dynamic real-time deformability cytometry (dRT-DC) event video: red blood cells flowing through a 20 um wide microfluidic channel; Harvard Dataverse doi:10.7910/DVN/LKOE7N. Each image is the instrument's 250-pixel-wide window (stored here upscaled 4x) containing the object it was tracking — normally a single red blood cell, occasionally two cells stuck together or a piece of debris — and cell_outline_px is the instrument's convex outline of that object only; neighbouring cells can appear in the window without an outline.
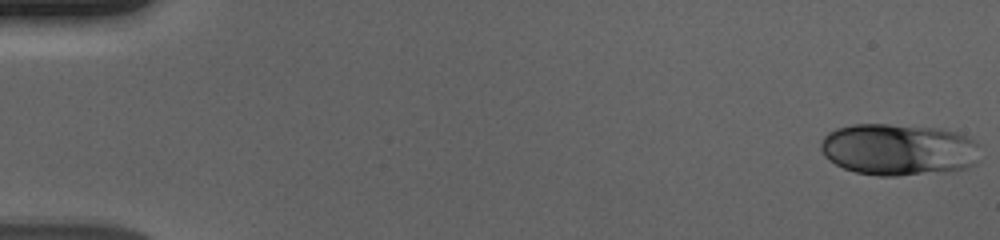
{"species": "human", "species_latin": "Homo sapiens", "temperature_condition": "cold", "stored_images_in_passage": 56, "camera_frame_rate_fps": 3000, "um_per_image_px": 0.085, "donor": {"sex": "male"}, "frame": {"image": 1, "passage_image": 1, "time_ms": 0.0, "image_size_px": [1000, 240], "cell_outline_px": [[980, 144], [976, 164], [968, 168], [944, 172], [896, 176], [880, 176], [856, 172], [844, 168], [828, 160], [824, 156], [820, 148], [820, 140], [828, 132], [836, 128], [852, 124], [888, 124], [940, 128], [956, 132], [968, 136]], "centroid_in_image_um": [76.38, 12.71], "position_along_channel_um": 8.6, "area_um2": 48.73}}
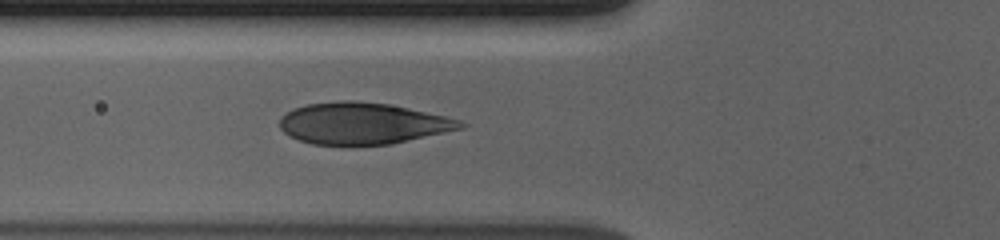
{"frame": {"image": 2, "passage_image": 21, "time_ms": 6.667, "image_size_px": [1000, 240], "cell_outline_px": [[468, 124], [464, 128], [392, 144], [348, 148], [312, 144], [288, 136], [280, 128], [280, 116], [292, 108], [308, 104], [340, 100], [352, 100], [388, 104], [408, 108], [444, 116], [460, 120]], "centroid_in_image_um": [30.78, 10.53], "position_along_channel_um": 95.0, "area_um2": 44.8}}
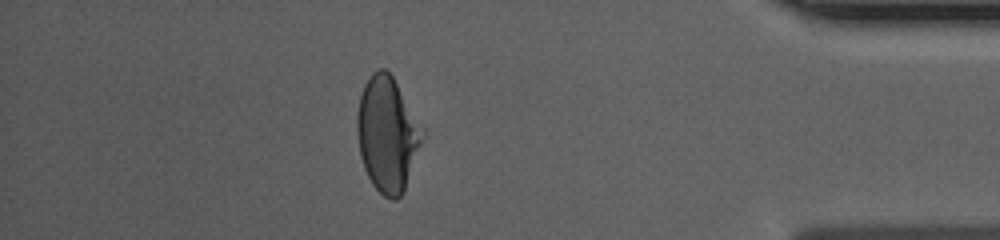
{"frame": {"image": 3, "passage_image": 49, "time_ms": 16.0, "image_size_px": [1000, 240], "cell_outline_px": [[424, 136], [404, 192], [396, 200], [392, 200], [384, 196], [372, 184], [364, 168], [360, 156], [356, 132], [356, 116], [360, 96], [364, 84], [372, 72], [380, 68], [384, 68], [392, 76], [424, 128]], "centroid_in_image_um": [32.92, 11.41], "position_along_channel_um": 402.3, "area_um2": 43.81}, "authors_computed_cell_mechanics": {"area_um2": 44.4193, "velocity_mm_per_s": 3.687, "shape_relaxation_time_tau1_ms": 5.3267, "shape_relaxation_time_tau2_ms": null, "deformation_change_tau1": 0.1882, "deformation_change_tau2": null}}